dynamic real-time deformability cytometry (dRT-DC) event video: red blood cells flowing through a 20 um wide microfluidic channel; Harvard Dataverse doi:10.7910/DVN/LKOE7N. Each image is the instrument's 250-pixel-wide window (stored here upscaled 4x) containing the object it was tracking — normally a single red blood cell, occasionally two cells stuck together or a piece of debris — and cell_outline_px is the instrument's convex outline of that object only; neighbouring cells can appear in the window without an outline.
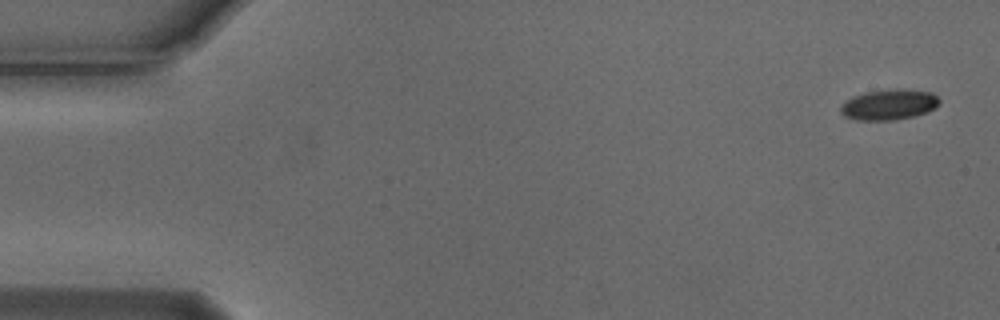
{"species": "Egyptian fruit bat (a non-hibernating species)", "species_latin": "Rousettus aegyptiacus", "temperature_condition": "cold", "stored_images_in_passage": 4, "camera_frame_rate_fps": 3000, "um_per_image_px": 0.085, "animal": {"sex": "male"}, "frame": {"image": 1, "passage_image": 1, "time_ms": 0.0, "image_size_px": [1000, 320], "cell_outline_px": [[940, 104], [936, 108], [928, 112], [896, 120], [856, 120], [844, 116], [840, 112], [840, 104], [852, 96], [864, 92], [896, 88], [904, 88], [932, 92], [940, 100]], "centroid_in_image_um": [75.57, 8.88], "position_along_channel_um": 9.4, "area_um2": 17.98}}
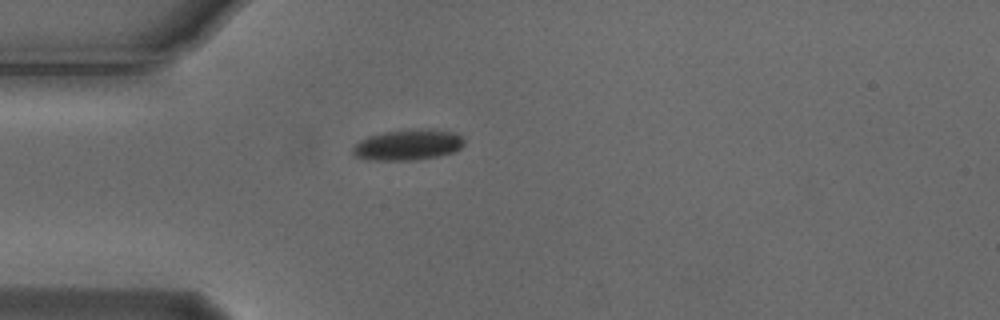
{"frame": {"image": 2, "passage_image": 4, "time_ms": 1.0, "image_size_px": [1000, 320], "cell_outline_px": [[464, 144], [456, 152], [440, 156], [416, 160], [368, 160], [356, 156], [352, 152], [352, 148], [360, 140], [368, 136], [384, 132], [420, 128], [428, 128], [452, 132], [460, 136], [464, 140]], "centroid_in_image_um": [34.69, 12.31], "position_along_channel_um": 50.3, "area_um2": 20.11}}